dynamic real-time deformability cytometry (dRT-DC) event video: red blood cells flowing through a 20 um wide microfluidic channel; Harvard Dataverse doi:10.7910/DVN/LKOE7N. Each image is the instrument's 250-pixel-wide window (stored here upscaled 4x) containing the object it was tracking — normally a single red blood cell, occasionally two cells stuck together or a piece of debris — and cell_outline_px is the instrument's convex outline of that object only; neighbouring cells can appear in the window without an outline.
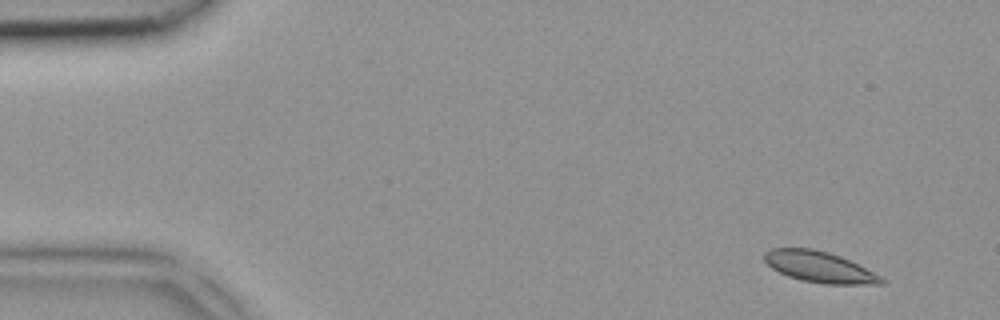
{"species": "common noctule bat (a hibernating species)", "species_latin": "Nyctalus noctula", "temperature_condition": "room temperature", "stored_images_in_passage": 4, "camera_frame_rate_fps": 3000, "um_per_image_px": 0.085, "animal": {"sex": "female", "body_mass_g": 18.4}, "frame": {"image": 1, "passage_image": 1, "time_ms": 0.0, "image_size_px": [1000, 320], "cell_outline_px": [[884, 284], [828, 284], [804, 280], [788, 276], [772, 268], [764, 260], [764, 252], [772, 248], [812, 248], [828, 252], [840, 256], [880, 276], [884, 280]], "centroid_in_image_um": [69.61, 22.68], "position_along_channel_um": 15.4, "area_um2": 20.69}}
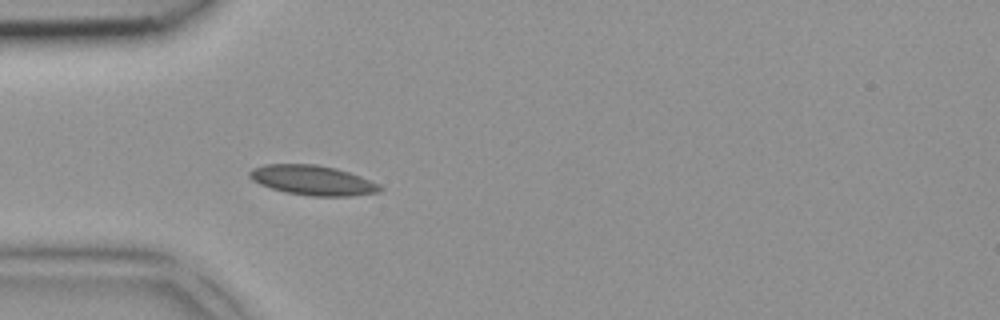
{"frame": {"image": 2, "passage_image": 4, "time_ms": 1.0, "image_size_px": [1000, 320], "cell_outline_px": [[384, 188], [380, 192], [352, 196], [312, 196], [288, 192], [272, 188], [260, 184], [252, 180], [248, 176], [248, 172], [252, 168], [264, 164], [316, 164], [336, 168], [360, 176], [380, 184]], "centroid_in_image_um": [26.59, 15.31], "position_along_channel_um": 58.4, "area_um2": 22.66}}